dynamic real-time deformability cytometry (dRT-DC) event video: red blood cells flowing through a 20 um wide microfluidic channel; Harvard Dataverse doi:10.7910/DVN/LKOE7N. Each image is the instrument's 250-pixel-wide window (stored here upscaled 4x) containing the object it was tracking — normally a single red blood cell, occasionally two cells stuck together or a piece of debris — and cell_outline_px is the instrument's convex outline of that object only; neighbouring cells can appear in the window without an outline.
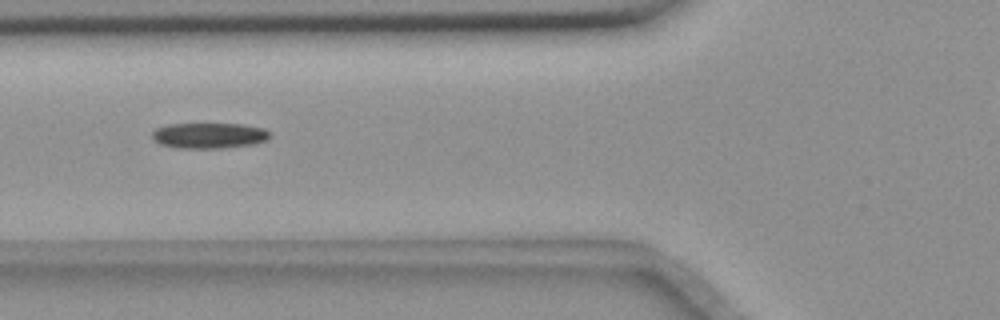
{"species": "common noctule bat (a hibernating species)", "species_latin": "Nyctalus noctula", "temperature_condition": "room temperature", "stored_images_in_passage": 4, "camera_frame_rate_fps": 3000, "um_per_image_px": 0.085, "animal": {"sex": "female", "body_mass_g": 18.4}, "frame": {"image": 1, "passage_image": 3, "time_ms": 2.333, "image_size_px": [1000, 320], "cell_outline_px": [[272, 136], [268, 140], [252, 144], [220, 148], [180, 148], [160, 144], [152, 140], [152, 132], [156, 128], [168, 124], [244, 124], [264, 128]], "centroid_in_image_um": [17.77, 11.52], "position_along_channel_um": 108.0, "area_um2": 17.63}}
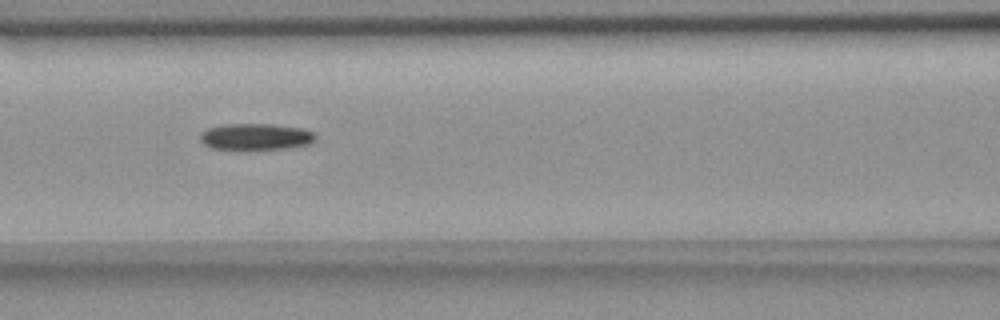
{"frame": {"image": 2, "passage_image": 4, "time_ms": 3.333, "image_size_px": [1000, 320], "cell_outline_px": [[316, 136], [308, 144], [284, 148], [212, 148], [204, 144], [200, 140], [200, 132], [208, 128], [224, 124], [272, 124], [300, 128], [312, 132]], "centroid_in_image_um": [21.68, 11.59], "position_along_channel_um": 144.9, "area_um2": 17.22}}